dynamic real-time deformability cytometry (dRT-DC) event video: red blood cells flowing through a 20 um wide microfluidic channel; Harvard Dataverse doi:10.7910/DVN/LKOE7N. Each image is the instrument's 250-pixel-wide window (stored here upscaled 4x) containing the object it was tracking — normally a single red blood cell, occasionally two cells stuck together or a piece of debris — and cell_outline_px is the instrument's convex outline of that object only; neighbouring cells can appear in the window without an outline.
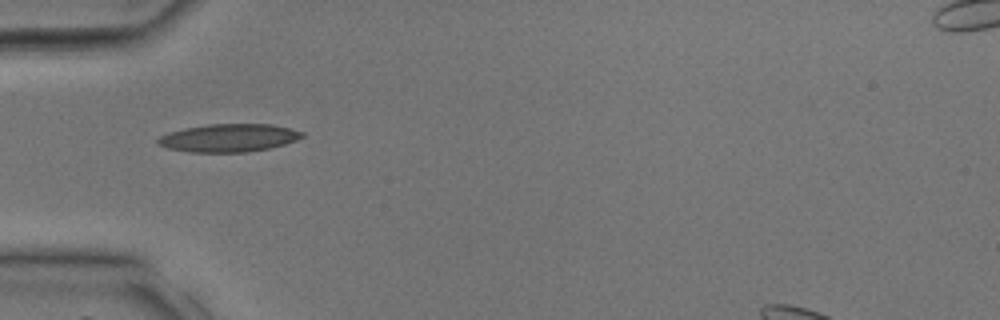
{"species": "common noctule bat (a hibernating species)", "species_latin": "Nyctalus noctula", "temperature_condition": "room temperature", "stored_images_in_passage": 23, "camera_frame_rate_fps": 3000, "um_per_image_px": 0.085, "animal": {"sex": "male", "body_mass_g": 17.9, "forearm_length_mm": 54.2}, "frame": {"image": 1, "passage_image": 1, "time_ms": 0.0, "image_size_px": [1000, 320], "cell_outline_px": [[304, 136], [296, 140], [284, 144], [268, 148], [248, 152], [188, 152], [168, 148], [156, 144], [156, 140], [160, 136], [168, 132], [184, 128], [208, 124], [272, 124], [304, 132]], "centroid_in_image_um": [19.41, 11.72], "position_along_channel_um": 65.6, "area_um2": 23.52}}
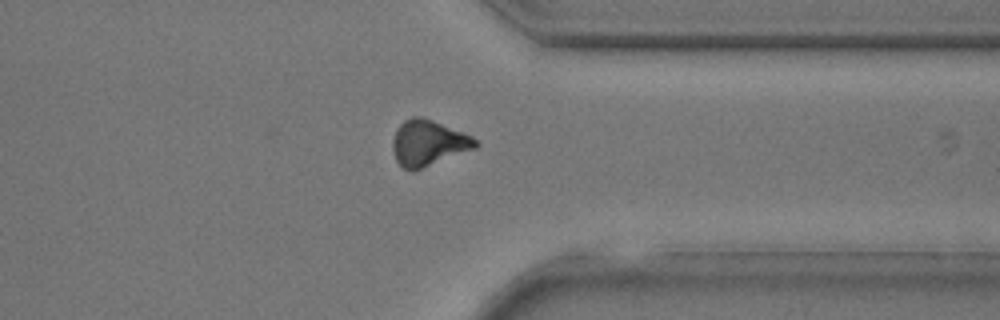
{"frame": {"image": 2, "passage_image": 17, "time_ms": 5.333, "image_size_px": [1000, 320], "cell_outline_px": [[480, 144], [476, 148], [412, 172], [400, 168], [396, 160], [392, 148], [392, 140], [396, 128], [404, 120], [412, 116], [420, 116], [432, 120], [464, 132], [472, 136]], "centroid_in_image_um": [36.38, 12.16], "position_along_channel_um": 375.0, "area_um2": 22.37}}
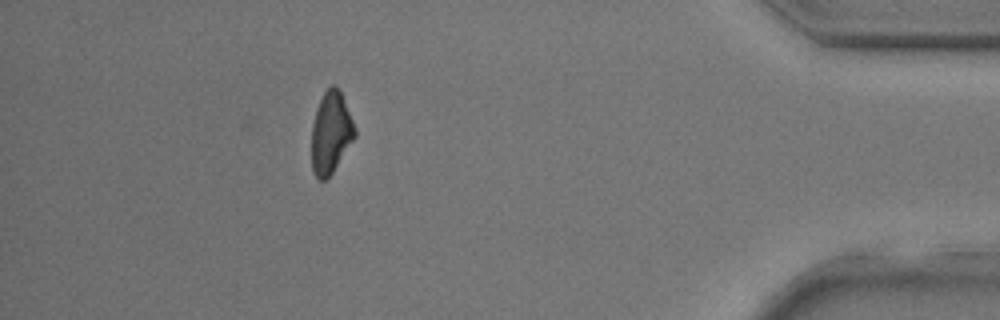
{"frame": {"image": 3, "passage_image": 21, "time_ms": 6.667, "image_size_px": [1000, 320], "cell_outline_px": [[356, 136], [332, 172], [324, 180], [320, 180], [312, 172], [312, 124], [316, 108], [324, 92], [332, 84], [336, 84], [340, 92], [356, 128]], "centroid_in_image_um": [28.11, 11.27], "position_along_channel_um": 407.1, "area_um2": 20.35}}